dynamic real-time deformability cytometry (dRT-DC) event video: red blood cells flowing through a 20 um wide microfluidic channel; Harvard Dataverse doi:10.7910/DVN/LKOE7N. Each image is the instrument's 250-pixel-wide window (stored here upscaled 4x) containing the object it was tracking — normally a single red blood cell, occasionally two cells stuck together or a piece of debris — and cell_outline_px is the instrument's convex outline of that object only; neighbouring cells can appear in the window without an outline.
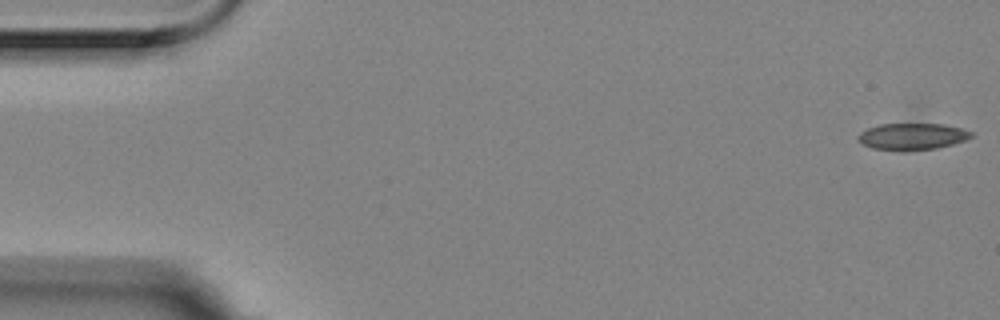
{"species": "Egyptian fruit bat (a non-hibernating species)", "species_latin": "Rousettus aegyptiacus", "temperature_condition": "room temperature", "stored_images_in_passage": 6, "camera_frame_rate_fps": 3000, "um_per_image_px": 0.085, "animal": {"sex": "female"}, "frame": {"image": 1, "passage_image": 1, "time_ms": 0.0, "image_size_px": [1000, 320], "cell_outline_px": [[972, 136], [964, 140], [952, 144], [936, 148], [904, 152], [900, 152], [872, 148], [864, 144], [856, 136], [860, 132], [868, 128], [880, 124], [944, 124], [960, 128], [972, 132]], "centroid_in_image_um": [77.51, 11.61], "position_along_channel_um": 7.5, "area_um2": 17.63}}
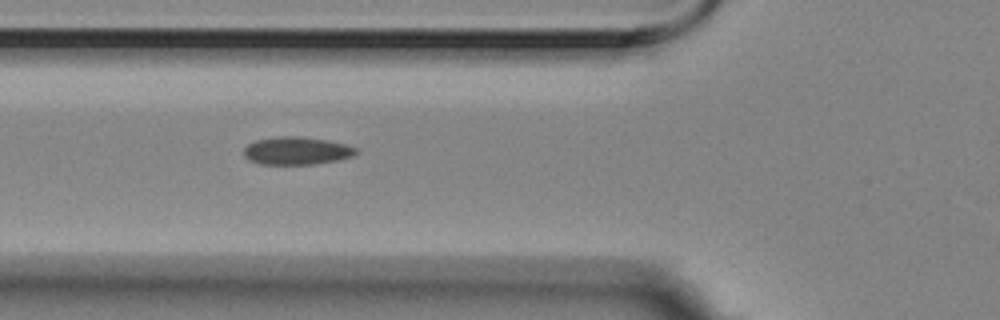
{"frame": {"image": 2, "passage_image": 5, "time_ms": 1.333, "image_size_px": [1000, 320], "cell_outline_px": [[360, 152], [352, 156], [340, 160], [312, 164], [260, 164], [248, 160], [244, 156], [244, 148], [248, 144], [256, 140], [280, 136], [300, 136], [328, 140], [344, 144], [356, 148]], "centroid_in_image_um": [25.22, 12.81], "position_along_channel_um": 100.6, "area_um2": 18.26}}
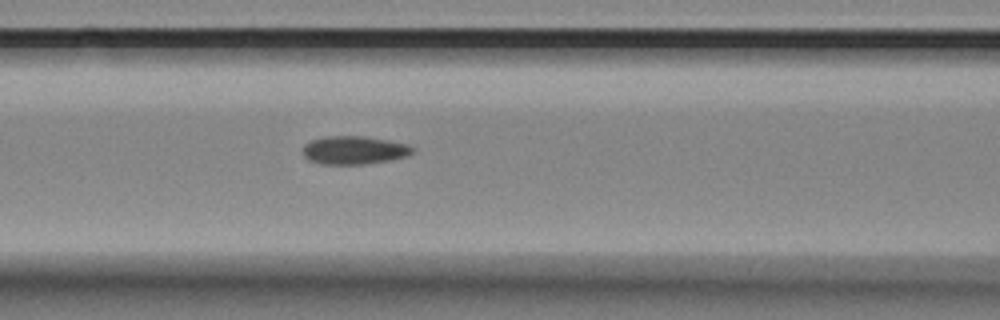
{"frame": {"image": 3, "passage_image": 6, "time_ms": 1.667, "image_size_px": [1000, 320], "cell_outline_px": [[416, 148], [408, 156], [392, 160], [364, 164], [320, 164], [308, 160], [304, 156], [304, 144], [312, 140], [324, 136], [360, 136], [388, 140], [408, 144]], "centroid_in_image_um": [30.12, 12.77], "position_along_channel_um": 136.5, "area_um2": 18.15}}